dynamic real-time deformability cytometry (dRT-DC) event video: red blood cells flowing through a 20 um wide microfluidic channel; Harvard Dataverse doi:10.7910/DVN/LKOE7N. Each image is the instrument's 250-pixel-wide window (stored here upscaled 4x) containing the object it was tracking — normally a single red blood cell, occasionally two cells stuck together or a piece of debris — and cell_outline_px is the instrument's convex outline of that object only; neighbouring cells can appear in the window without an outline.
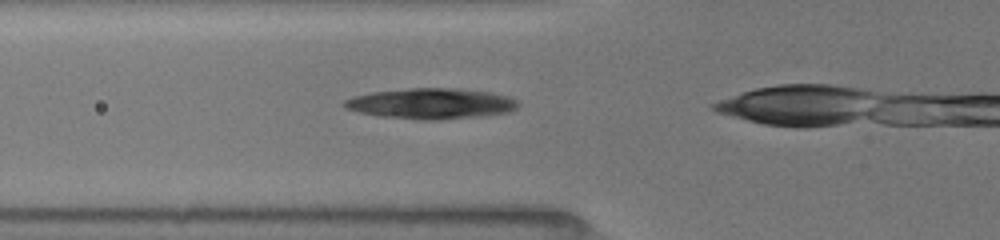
{"species": "common noctule bat (a hibernating species)", "species_latin": "Nyctalus noctula", "temperature_condition": "room temperature", "stored_images_in_passage": 26, "camera_frame_rate_fps": 3000, "um_per_image_px": 0.085, "animal": {"sex": "female", "body_mass_g": 19.5, "forearm_length_mm": 54.1}, "frame": {"image": 1, "passage_image": 5, "time_ms": 1.333, "image_size_px": [1000, 240], "cell_outline_px": [[520, 104], [512, 112], [484, 116], [436, 120], [420, 120], [376, 116], [344, 108], [340, 104], [344, 100], [356, 96], [372, 92], [408, 88], [456, 88], [492, 92], [508, 96], [516, 100]], "centroid_in_image_um": [36.66, 8.81], "position_along_channel_um": 89.1, "area_um2": 31.44}}
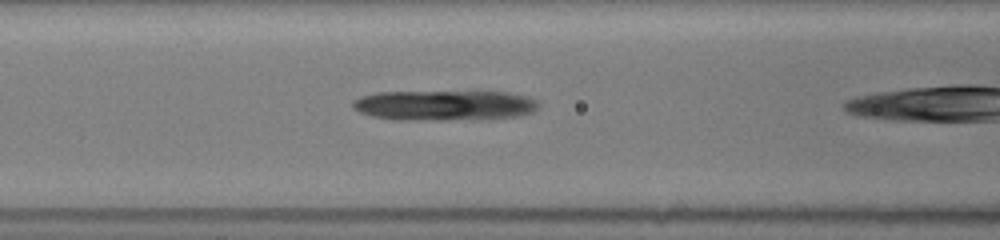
{"frame": {"image": 2, "passage_image": 8, "time_ms": 2.333, "image_size_px": [1000, 240], "cell_outline_px": [[540, 104], [532, 112], [516, 116], [444, 120], [396, 120], [372, 116], [360, 112], [352, 108], [352, 100], [360, 96], [376, 92], [508, 92], [524, 96], [536, 100]], "centroid_in_image_um": [37.69, 8.95], "position_along_channel_um": 128.9, "area_um2": 32.54}}